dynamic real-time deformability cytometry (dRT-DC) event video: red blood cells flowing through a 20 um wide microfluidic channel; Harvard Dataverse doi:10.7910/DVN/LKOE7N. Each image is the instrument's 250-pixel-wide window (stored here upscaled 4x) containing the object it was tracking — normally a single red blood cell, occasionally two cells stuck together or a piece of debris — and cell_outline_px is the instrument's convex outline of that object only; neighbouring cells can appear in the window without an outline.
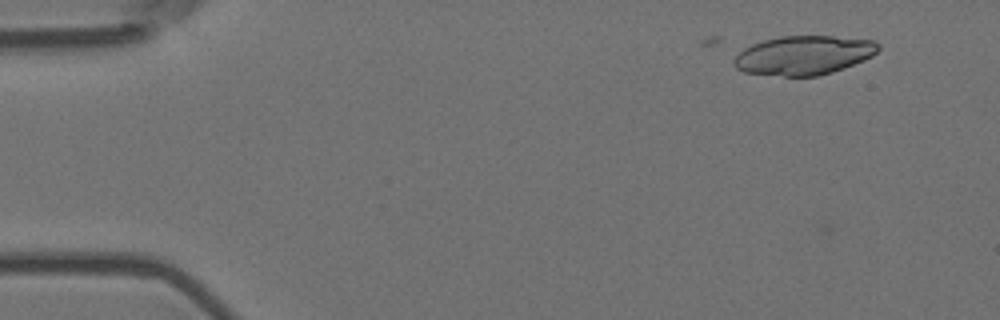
{"species": "Egyptian fruit bat (a non-hibernating species)", "species_latin": "Rousettus aegyptiacus", "temperature_condition": "room temperature", "stored_images_in_passage": 12, "camera_frame_rate_fps": 3000, "um_per_image_px": 0.085, "animal": {"sex": "female"}, "frame": {"image": 1, "passage_image": 4, "time_ms": 1.0, "image_size_px": [1000, 320], "cell_outline_px": [[880, 48], [872, 56], [864, 60], [844, 68], [832, 72], [816, 76], [784, 76], [744, 72], [736, 68], [732, 64], [732, 60], [744, 48], [752, 44], [764, 40], [780, 36], [832, 36], [872, 40], [880, 44]], "centroid_in_image_um": [68.31, 4.69], "position_along_channel_um": 16.7, "area_um2": 32.83}}